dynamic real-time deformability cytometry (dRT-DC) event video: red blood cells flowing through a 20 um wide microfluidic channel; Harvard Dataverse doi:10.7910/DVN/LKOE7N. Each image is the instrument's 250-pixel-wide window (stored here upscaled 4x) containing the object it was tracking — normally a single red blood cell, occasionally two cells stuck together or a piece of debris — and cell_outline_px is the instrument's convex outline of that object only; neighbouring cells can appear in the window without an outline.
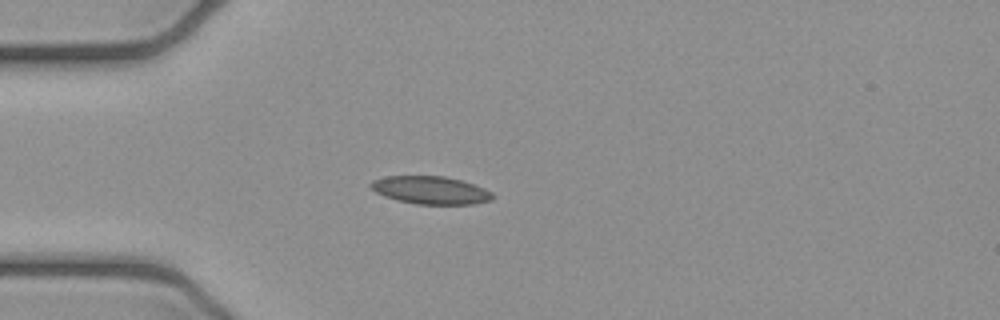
{"species": "common noctule bat (a hibernating species)", "species_latin": "Nyctalus noctula", "temperature_condition": "cold", "stored_images_in_passage": 6, "camera_frame_rate_fps": 3000, "um_per_image_px": 0.085, "animal": {"sex": "female", "body_mass_g": 21.9}, "frame": {"image": 1, "passage_image": 5, "time_ms": 1.333, "image_size_px": [1000, 320], "cell_outline_px": [[496, 196], [492, 200], [472, 204], [416, 204], [396, 200], [384, 196], [376, 192], [368, 184], [372, 180], [388, 176], [444, 176], [460, 180], [484, 188], [492, 192]], "centroid_in_image_um": [36.6, 16.17], "position_along_channel_um": 48.4, "area_um2": 19.77}}